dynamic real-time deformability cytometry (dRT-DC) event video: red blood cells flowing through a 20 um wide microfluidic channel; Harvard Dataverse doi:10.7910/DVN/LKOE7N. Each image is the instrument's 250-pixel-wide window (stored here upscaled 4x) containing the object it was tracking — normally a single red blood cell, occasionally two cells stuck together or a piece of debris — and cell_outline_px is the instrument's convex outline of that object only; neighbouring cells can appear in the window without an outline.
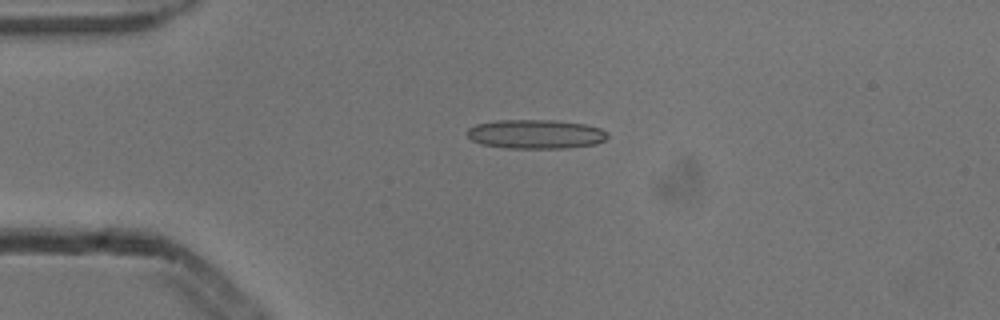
{"species": "common noctule bat (a hibernating species)", "species_latin": "Nyctalus noctula", "temperature_condition": "cold", "stored_images_in_passage": 7, "camera_frame_rate_fps": 3000, "um_per_image_px": 0.085, "animal": {"sex": "male", "body_mass_g": 13.3}, "frame": {"image": 1, "passage_image": 3, "time_ms": 0.667, "image_size_px": [1000, 320], "cell_outline_px": [[608, 136], [604, 140], [596, 144], [564, 148], [508, 148], [480, 144], [472, 140], [468, 136], [468, 128], [476, 124], [496, 120], [552, 120], [584, 124], [600, 128], [608, 132]], "centroid_in_image_um": [45.53, 11.4], "position_along_channel_um": 39.5, "area_um2": 23.81}}
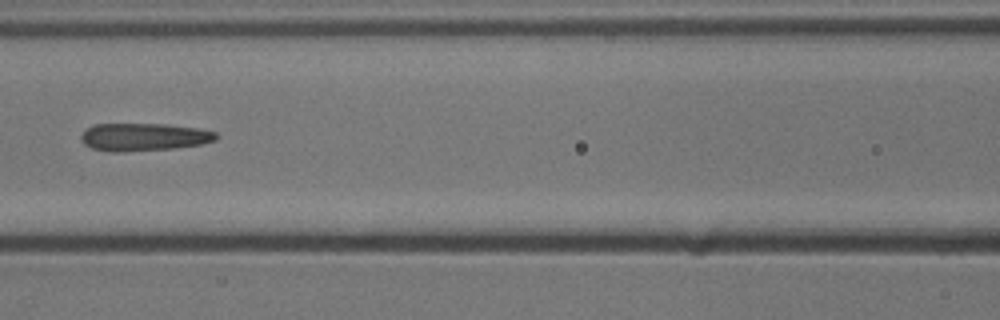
{"frame": {"image": 2, "passage_image": 6, "time_ms": 1.667, "image_size_px": [1000, 320], "cell_outline_px": [[220, 136], [216, 140], [204, 144], [176, 148], [124, 152], [112, 152], [92, 148], [84, 144], [80, 140], [80, 136], [92, 124], [168, 124], [200, 128], [216, 132]], "centroid_in_image_um": [12.27, 11.65], "position_along_channel_um": 154.3, "area_um2": 22.2}}
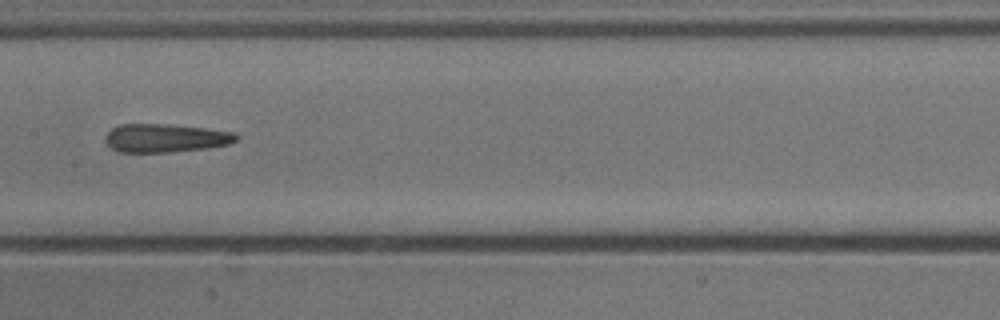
{"frame": {"image": 3, "passage_image": 7, "time_ms": 2.0, "image_size_px": [1000, 320], "cell_outline_px": [[240, 136], [236, 140], [228, 144], [208, 148], [168, 152], [120, 152], [112, 148], [104, 140], [104, 136], [112, 128], [120, 124], [168, 124], [204, 128], [236, 132]], "centroid_in_image_um": [14.07, 11.73], "position_along_channel_um": 193.3, "area_um2": 21.73}}